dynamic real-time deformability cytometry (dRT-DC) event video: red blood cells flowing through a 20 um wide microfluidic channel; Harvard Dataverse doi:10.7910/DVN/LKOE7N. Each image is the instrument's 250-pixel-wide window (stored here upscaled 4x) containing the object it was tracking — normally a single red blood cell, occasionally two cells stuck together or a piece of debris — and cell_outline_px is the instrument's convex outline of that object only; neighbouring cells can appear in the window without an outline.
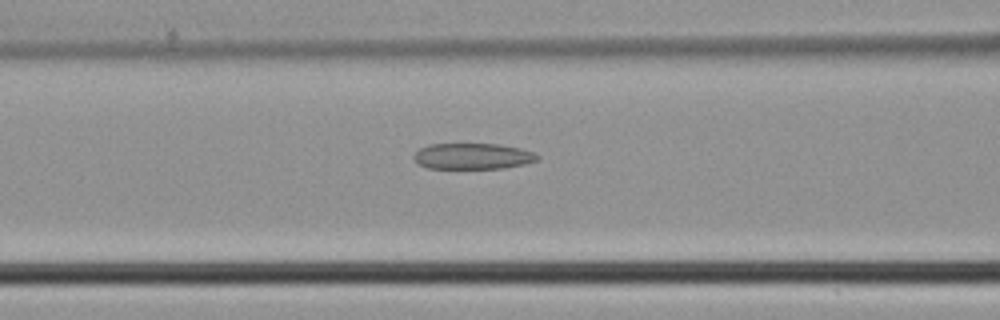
{"species": "common noctule bat (a hibernating species)", "species_latin": "Nyctalus noctula", "temperature_condition": "cold", "stored_images_in_passage": 38, "camera_frame_rate_fps": 3000, "um_per_image_px": 0.085, "animal": {"sex": "male", "body_mass_g": 21.5, "forearm_length_mm": 52.0}, "frame": {"image": 1, "passage_image": 11, "time_ms": 3.333, "image_size_px": [1000, 320], "cell_outline_px": [[540, 156], [536, 160], [524, 164], [504, 168], [428, 168], [416, 164], [412, 156], [420, 148], [428, 144], [500, 144], [520, 148], [532, 152]], "centroid_in_image_um": [40.13, 13.27], "position_along_channel_um": 126.5, "area_um2": 18.73}}
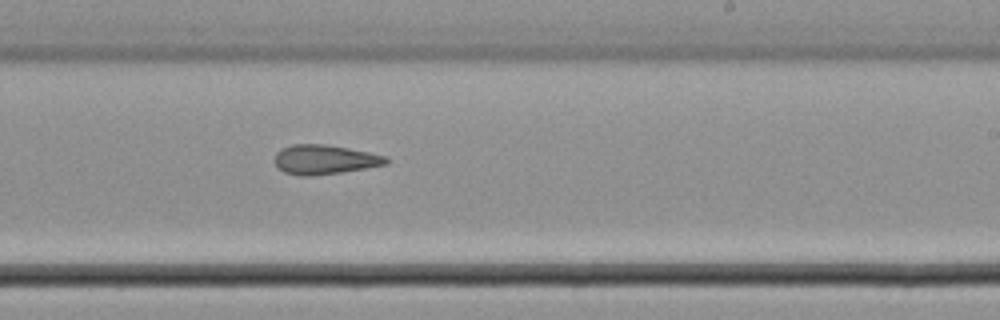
{"frame": {"image": 2, "passage_image": 20, "time_ms": 6.333, "image_size_px": [1000, 320], "cell_outline_px": [[388, 164], [340, 172], [312, 176], [300, 176], [284, 172], [276, 164], [276, 152], [280, 148], [292, 144], [324, 144], [348, 148], [388, 156]], "centroid_in_image_um": [27.59, 13.55], "position_along_channel_um": 261.4, "area_um2": 19.02}}
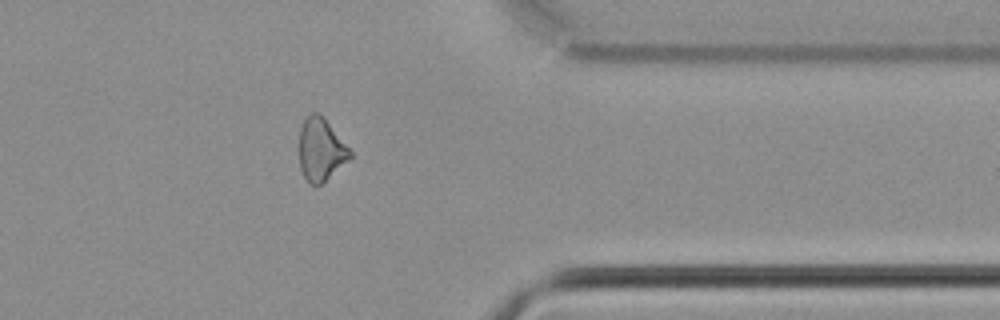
{"frame": {"image": 3, "passage_image": 29, "time_ms": 9.333, "image_size_px": [1000, 320], "cell_outline_px": [[352, 156], [320, 184], [308, 184], [300, 168], [300, 128], [304, 120], [312, 112], [320, 112], [324, 116], [352, 152]], "centroid_in_image_um": [27.26, 12.67], "position_along_channel_um": 384.1, "area_um2": 18.26}}